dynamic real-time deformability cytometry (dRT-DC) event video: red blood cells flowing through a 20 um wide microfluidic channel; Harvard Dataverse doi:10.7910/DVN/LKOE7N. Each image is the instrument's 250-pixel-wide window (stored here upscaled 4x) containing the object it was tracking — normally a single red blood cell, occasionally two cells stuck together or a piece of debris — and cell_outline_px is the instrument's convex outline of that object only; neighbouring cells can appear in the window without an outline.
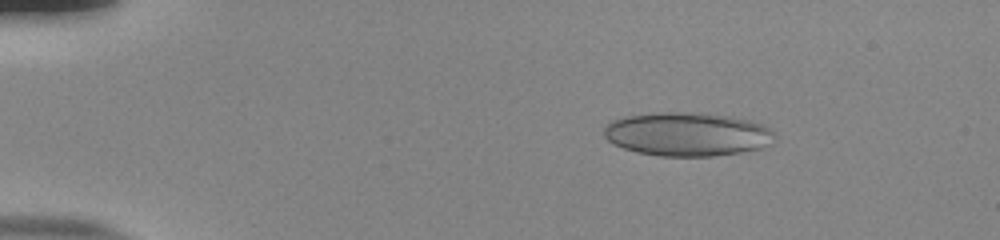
{"species": "human", "species_latin": "Homo sapiens", "temperature_condition": "room temperature", "stored_images_in_passage": 46, "camera_frame_rate_fps": 3000, "um_per_image_px": 0.085, "donor": {"sex": "male"}, "frame": {"image": 1, "passage_image": 1, "time_ms": 0.0, "image_size_px": [1000, 240], "cell_outline_px": [[776, 136], [768, 144], [760, 148], [740, 152], [712, 156], [660, 156], [636, 152], [612, 144], [604, 136], [604, 124], [612, 120], [624, 116], [652, 112], [700, 112], [732, 116], [764, 124], [776, 132]], "centroid_in_image_um": [58.39, 11.39], "position_along_channel_um": 26.6, "area_um2": 44.04}}
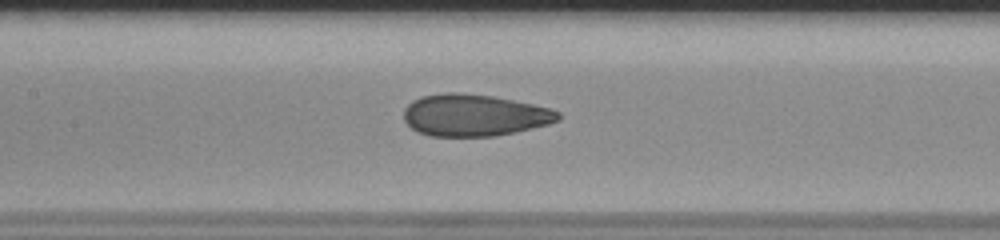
{"frame": {"image": 2, "passage_image": 19, "time_ms": 6.0, "image_size_px": [1000, 240], "cell_outline_px": [[560, 120], [548, 124], [516, 132], [496, 136], [428, 136], [416, 132], [404, 120], [404, 108], [412, 100], [420, 96], [444, 92], [460, 92], [492, 96], [552, 108], [560, 112]], "centroid_in_image_um": [40.29, 9.79], "position_along_channel_um": 167.1, "area_um2": 37.97}}
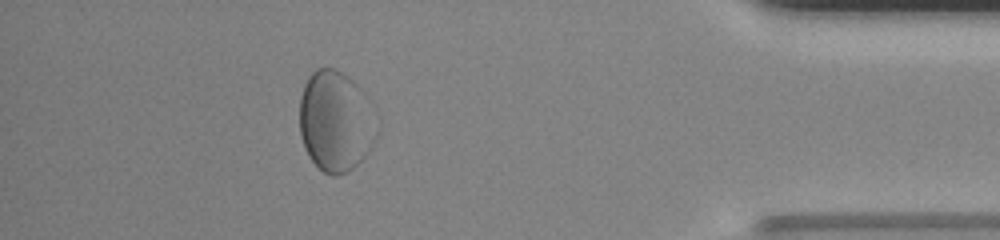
{"frame": {"image": 3, "passage_image": 41, "time_ms": 13.333, "image_size_px": [1000, 240], "cell_outline_px": [[364, 156], [348, 172], [336, 176], [332, 176], [324, 172], [308, 156], [304, 148], [300, 136], [300, 96], [304, 84], [308, 76], [316, 68], [336, 68], [352, 80], [356, 84]], "centroid_in_image_um": [28.14, 10.31], "position_along_channel_um": 407.1, "area_um2": 39.88}, "authors_computed_cell_mechanics": {"area_um2": 39.7086, "velocity_mm_per_s": 3.8, "shape_relaxation_time_tau1_ms": null, "shape_relaxation_time_tau2_ms": 0.7963, "deformation_change_tau1": null, "deformation_change_tau2": 0.0709}}